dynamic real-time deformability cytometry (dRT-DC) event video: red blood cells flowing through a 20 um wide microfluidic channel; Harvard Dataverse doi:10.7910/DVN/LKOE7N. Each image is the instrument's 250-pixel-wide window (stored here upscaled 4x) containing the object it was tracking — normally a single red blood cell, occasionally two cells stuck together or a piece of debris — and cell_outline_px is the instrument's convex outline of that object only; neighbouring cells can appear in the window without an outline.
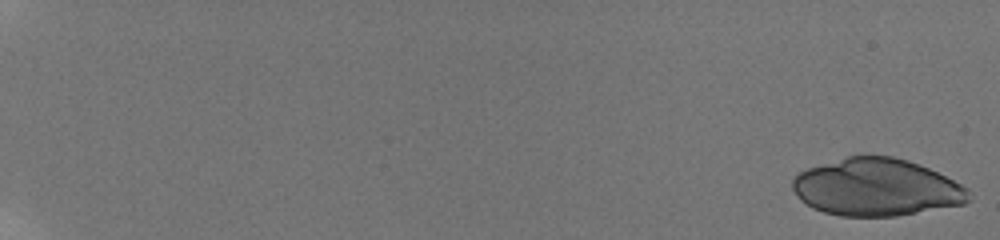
{"species": "human", "species_latin": "Homo sapiens", "temperature_condition": "room temperature", "stored_images_in_passage": 26, "camera_frame_rate_fps": 3000, "um_per_image_px": 0.085, "donor": {"sex": "male"}, "frame": {"image": 1, "passage_image": 1, "time_ms": 0.0, "image_size_px": [1000, 240], "cell_outline_px": [[972, 200], [964, 204], [896, 216], [840, 216], [824, 212], [812, 208], [800, 200], [792, 188], [792, 180], [800, 172], [808, 168], [848, 156], [864, 152], [892, 156], [908, 160], [920, 164], [968, 188]], "centroid_in_image_um": [74.49, 15.9], "position_along_channel_um": 10.5, "area_um2": 59.36}}
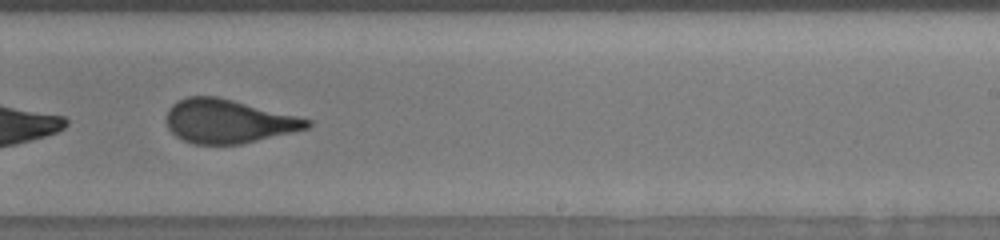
{"frame": {"image": 2, "passage_image": 20, "time_ms": 13.333, "image_size_px": [1000, 240], "cell_outline_px": [[312, 124], [308, 128], [292, 132], [240, 144], [192, 144], [176, 136], [168, 128], [168, 108], [172, 104], [188, 96], [216, 96], [312, 120]], "centroid_in_image_um": [19.39, 10.31], "position_along_channel_um": 269.6, "area_um2": 35.32}}
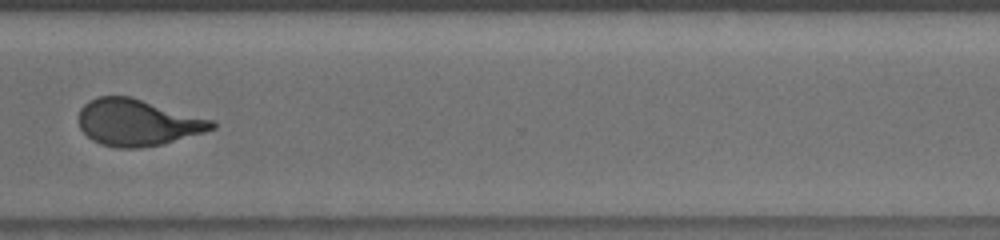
{"frame": {"image": 3, "passage_image": 23, "time_ms": 15.667, "image_size_px": [1000, 240], "cell_outline_px": [[216, 128], [204, 132], [164, 144], [140, 148], [116, 148], [100, 144], [92, 140], [80, 128], [80, 108], [88, 100], [96, 96], [132, 96], [212, 120], [216, 124]], "centroid_in_image_um": [11.68, 10.41], "position_along_channel_um": 358.9, "area_um2": 36.24}}